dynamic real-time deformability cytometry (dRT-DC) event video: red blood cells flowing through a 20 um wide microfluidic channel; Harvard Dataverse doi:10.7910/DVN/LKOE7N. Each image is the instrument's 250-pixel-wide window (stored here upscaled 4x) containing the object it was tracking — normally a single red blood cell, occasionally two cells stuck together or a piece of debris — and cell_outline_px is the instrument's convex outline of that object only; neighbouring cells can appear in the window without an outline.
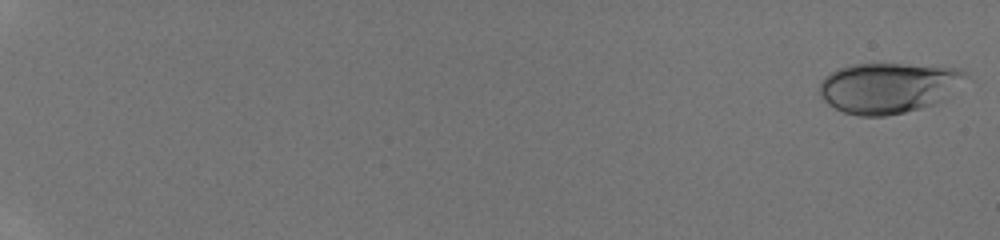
{"species": "human", "species_latin": "Homo sapiens", "temperature_condition": "room temperature", "stored_images_in_passage": 47, "camera_frame_rate_fps": 3000, "um_per_image_px": 0.085, "donor": {"sex": "male"}, "frame": {"image": 1, "passage_image": 1, "time_ms": 0.0, "image_size_px": [1000, 240], "cell_outline_px": [[968, 76], [944, 100], [936, 104], [904, 112], [884, 116], [860, 116], [844, 112], [828, 104], [820, 96], [820, 80], [824, 76], [840, 68], [852, 64], [900, 64], [960, 68], [968, 72]], "centroid_in_image_um": [75.52, 7.46], "position_along_channel_um": 9.5, "area_um2": 43.0}}
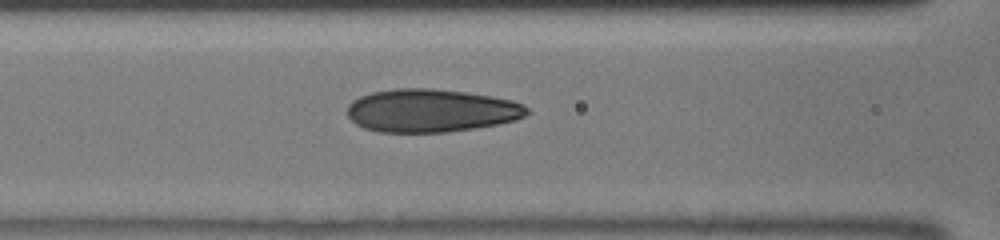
{"frame": {"image": 2, "passage_image": 24, "time_ms": 7.667, "image_size_px": [1000, 240], "cell_outline_px": [[532, 112], [516, 120], [500, 124], [476, 128], [448, 132], [380, 132], [364, 128], [356, 124], [348, 116], [348, 104], [352, 100], [360, 96], [372, 92], [396, 88], [432, 88], [464, 92], [512, 100], [524, 104]], "centroid_in_image_um": [36.66, 9.4], "position_along_channel_um": 129.9, "area_um2": 45.32}}
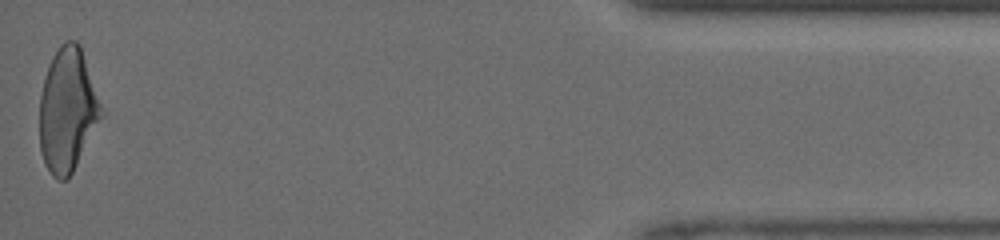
{"frame": {"image": 3, "passage_image": 47, "time_ms": 15.333, "image_size_px": [1000, 240], "cell_outline_px": [[104, 116], [72, 172], [64, 180], [56, 180], [52, 176], [44, 164], [40, 148], [40, 96], [44, 76], [52, 56], [60, 44], [64, 40], [76, 40], [80, 44], [104, 112]], "centroid_in_image_um": [5.74, 9.34], "position_along_channel_um": 429.5, "area_um2": 44.74}}